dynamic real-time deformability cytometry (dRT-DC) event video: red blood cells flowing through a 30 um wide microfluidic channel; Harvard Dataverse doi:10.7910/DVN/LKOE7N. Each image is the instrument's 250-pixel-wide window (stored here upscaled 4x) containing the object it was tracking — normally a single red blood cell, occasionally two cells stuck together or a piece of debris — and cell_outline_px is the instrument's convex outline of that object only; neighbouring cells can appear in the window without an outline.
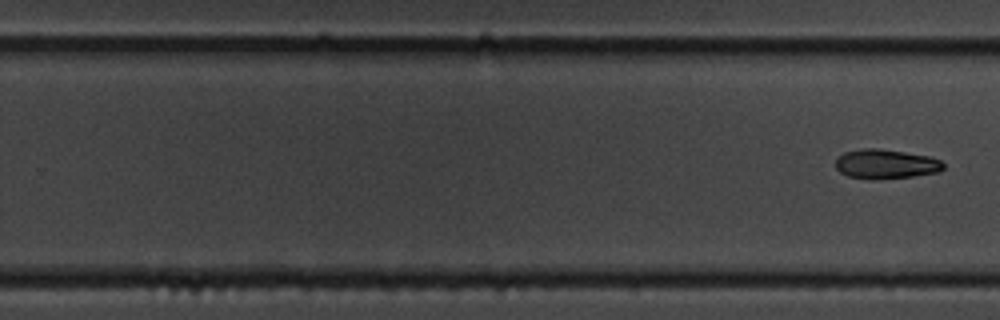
{"species": "common noctule bat (a hibernating species)", "species_latin": "Nyctalus noctula", "temperature_condition": "cold", "stored_images_in_passage": 12, "segment_of_instrument_passage": [2, 2], "camera_frame_rate_fps": 3000, "um_per_image_px": 0.085, "animal": {"sex": "male", "body_mass_g": 19.5, "forearm_length_mm": 54.6}, "frame": {"image": 1, "passage_image": 12, "time_ms": 13.333, "image_size_px": [1000, 320], "cell_outline_px": [[944, 168], [940, 172], [912, 176], [872, 180], [848, 176], [840, 172], [836, 168], [836, 160], [844, 152], [860, 148], [876, 148], [904, 152], [928, 156], [940, 160], [944, 164]], "centroid_in_image_um": [75.28, 13.95], "position_along_channel_um": 254.5, "area_um2": 18.5}}